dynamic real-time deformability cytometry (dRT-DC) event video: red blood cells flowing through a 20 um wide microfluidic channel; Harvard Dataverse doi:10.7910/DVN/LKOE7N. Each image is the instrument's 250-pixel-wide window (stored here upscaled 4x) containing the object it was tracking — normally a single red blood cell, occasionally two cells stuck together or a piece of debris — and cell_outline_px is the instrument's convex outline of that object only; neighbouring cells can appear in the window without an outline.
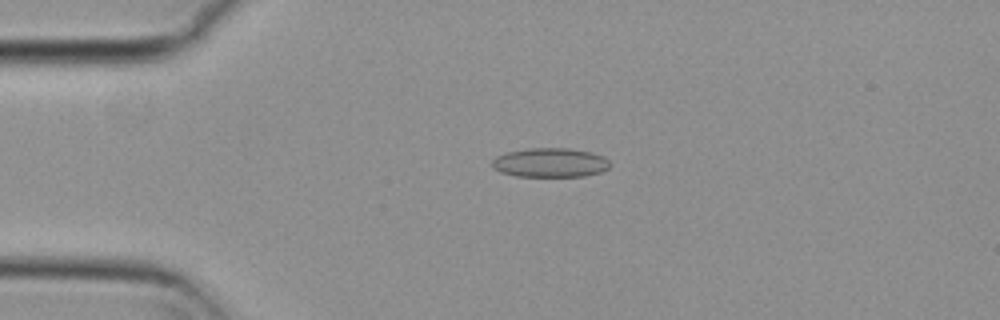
{"species": "common noctule bat (a hibernating species)", "species_latin": "Nyctalus noctula", "temperature_condition": "cold", "stored_images_in_passage": 9, "camera_frame_rate_fps": 3000, "um_per_image_px": 0.085, "animal": {"sex": "female", "body_mass_g": 29.2, "forearm_length_mm": 56.3}, "frame": {"image": 1, "passage_image": 5, "time_ms": 1.333, "image_size_px": [1000, 320], "cell_outline_px": [[612, 164], [608, 168], [600, 172], [584, 176], [516, 176], [500, 172], [492, 168], [492, 160], [496, 156], [508, 152], [528, 148], [568, 148], [592, 152], [604, 156]], "centroid_in_image_um": [46.77, 13.82], "position_along_channel_um": 38.2, "area_um2": 20.17}}